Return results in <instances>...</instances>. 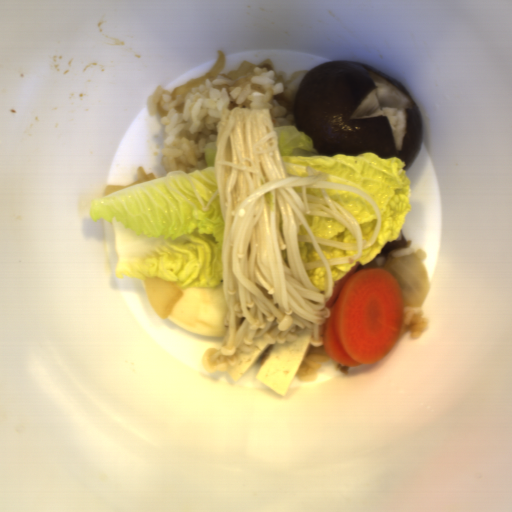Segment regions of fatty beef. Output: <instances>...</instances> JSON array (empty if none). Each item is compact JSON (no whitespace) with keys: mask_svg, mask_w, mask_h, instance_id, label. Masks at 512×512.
Masks as SVG:
<instances>
[{"mask_svg":"<svg viewBox=\"0 0 512 512\" xmlns=\"http://www.w3.org/2000/svg\"><path fill=\"white\" fill-rule=\"evenodd\" d=\"M413 240H406L403 229L401 228L397 238L393 241H387L380 251V255H386L397 250H406L411 247Z\"/></svg>","mask_w":512,"mask_h":512,"instance_id":"1","label":"fatty beef"}]
</instances>
